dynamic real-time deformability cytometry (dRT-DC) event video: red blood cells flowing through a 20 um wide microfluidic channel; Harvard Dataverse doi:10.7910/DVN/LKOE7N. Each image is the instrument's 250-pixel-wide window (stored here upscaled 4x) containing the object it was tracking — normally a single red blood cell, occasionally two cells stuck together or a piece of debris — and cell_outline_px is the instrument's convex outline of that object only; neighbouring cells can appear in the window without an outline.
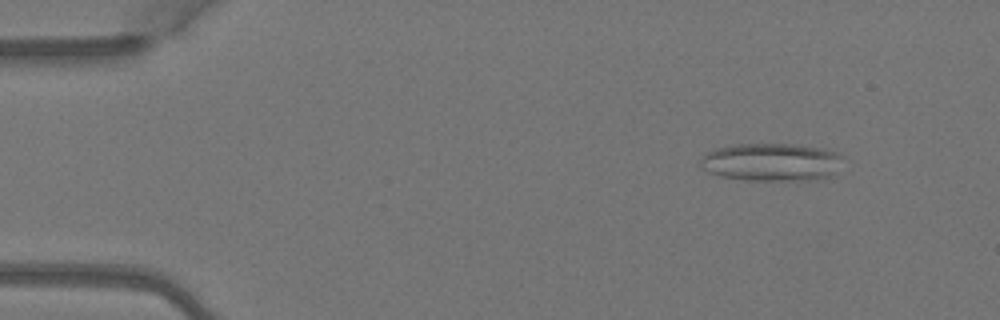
{"species": "Egyptian fruit bat (a non-hibernating species)", "species_latin": "Rousettus aegyptiacus", "temperature_condition": "warm", "stored_images_in_passage": 5, "camera_frame_rate_fps": 3000, "um_per_image_px": 0.085, "animal": {"sex": "female"}, "frame": {"image": 1, "passage_image": 2, "time_ms": 0.333, "image_size_px": [1000, 320], "cell_outline_px": [[840, 156], [832, 172], [828, 176], [816, 180], [744, 180], [720, 176], [704, 168], [700, 164], [700, 160], [708, 152], [716, 148], [736, 144], [792, 144], [820, 148], [836, 152]], "centroid_in_image_um": [65.5, 13.78], "position_along_channel_um": 19.5, "area_um2": 30.75}}